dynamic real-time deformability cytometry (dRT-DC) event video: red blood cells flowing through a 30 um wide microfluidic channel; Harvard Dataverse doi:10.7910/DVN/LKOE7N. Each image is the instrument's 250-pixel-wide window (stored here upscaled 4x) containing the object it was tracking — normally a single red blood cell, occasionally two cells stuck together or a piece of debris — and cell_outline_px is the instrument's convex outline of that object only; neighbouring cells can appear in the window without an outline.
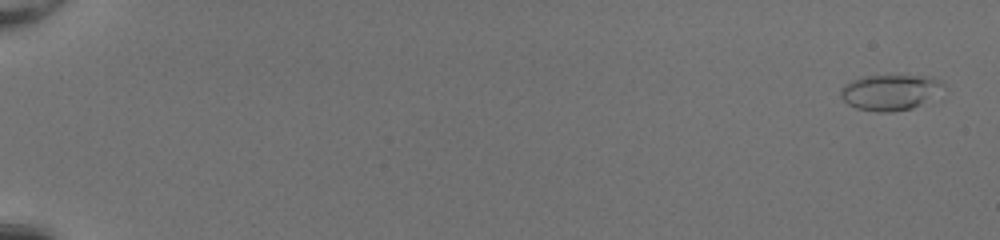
{"species": "common noctule bat (a hibernating species)", "species_latin": "Nyctalus noctula", "temperature_condition": "room temperature", "stored_images_in_passage": 53, "camera_frame_rate_fps": 3000, "um_per_image_px": 0.085, "animal": {"sex": "female", "body_mass_g": 20.0, "forearm_length_mm": 54.0}, "frame": {"image": 1, "passage_image": 2, "time_ms": 0.333, "image_size_px": [1000, 240], "cell_outline_px": [[944, 84], [920, 104], [912, 108], [888, 112], [876, 112], [856, 108], [848, 104], [840, 96], [840, 88], [844, 84], [860, 76], [928, 76], [940, 80]], "centroid_in_image_um": [75.53, 7.83], "position_along_channel_um": 9.5, "area_um2": 20.81}}
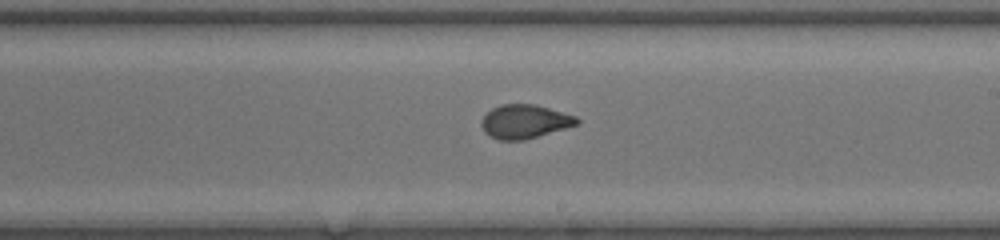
{"frame": {"image": 2, "passage_image": 34, "time_ms": 11.0, "image_size_px": [1000, 240], "cell_outline_px": [[580, 124], [524, 140], [500, 140], [488, 136], [484, 132], [480, 124], [480, 120], [492, 108], [500, 104], [536, 104], [576, 116], [580, 120]], "centroid_in_image_um": [44.59, 10.33], "position_along_channel_um": 244.4, "area_um2": 18.96}}
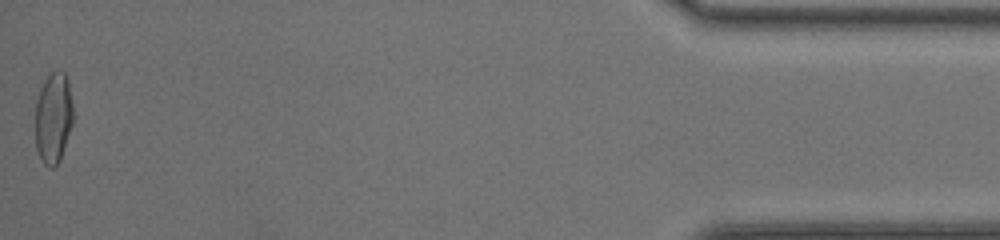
{"frame": {"image": 3, "passage_image": 53, "time_ms": 17.333, "image_size_px": [1000, 240], "cell_outline_px": [[72, 124], [60, 160], [52, 168], [48, 168], [44, 164], [36, 148], [36, 100], [40, 88], [44, 80], [52, 72], [64, 72], [68, 80], [72, 104]], "centroid_in_image_um": [4.53, 10.02], "position_along_channel_um": 430.7, "area_um2": 19.83}, "authors_computed_cell_mechanics": {"area_um2": 19.3052, "velocity_mm_per_s": 4.1696, "shape_relaxation_time_tau1_ms": 4.1358, "shape_relaxation_time_tau2_ms": 1.1121, "deformation_change_tau1": 0.1701, "deformation_change_tau2": 0.0543}}